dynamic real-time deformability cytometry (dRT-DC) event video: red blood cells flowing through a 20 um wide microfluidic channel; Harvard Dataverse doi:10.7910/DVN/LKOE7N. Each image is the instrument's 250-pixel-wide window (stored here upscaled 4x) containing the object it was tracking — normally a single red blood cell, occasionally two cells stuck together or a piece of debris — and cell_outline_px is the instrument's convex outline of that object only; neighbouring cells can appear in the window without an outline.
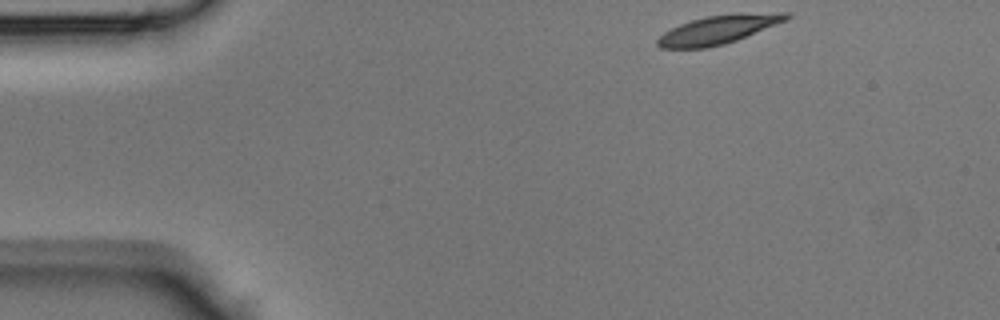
{"species": "Egyptian fruit bat (a non-hibernating species)", "species_latin": "Rousettus aegyptiacus", "temperature_condition": "room temperature", "stored_images_in_passage": 7, "camera_frame_rate_fps": 3000, "um_per_image_px": 0.085, "animal": {"sex": "male"}, "frame": {"image": 1, "passage_image": 1, "time_ms": 0.0, "image_size_px": [1000, 320], "cell_outline_px": [[792, 16], [788, 20], [736, 40], [724, 44], [708, 48], [660, 48], [656, 44], [656, 40], [664, 32], [680, 24], [692, 20], [708, 16], [740, 12], [792, 12]], "centroid_in_image_um": [61.13, 2.49], "position_along_channel_um": 23.9, "area_um2": 21.68}}